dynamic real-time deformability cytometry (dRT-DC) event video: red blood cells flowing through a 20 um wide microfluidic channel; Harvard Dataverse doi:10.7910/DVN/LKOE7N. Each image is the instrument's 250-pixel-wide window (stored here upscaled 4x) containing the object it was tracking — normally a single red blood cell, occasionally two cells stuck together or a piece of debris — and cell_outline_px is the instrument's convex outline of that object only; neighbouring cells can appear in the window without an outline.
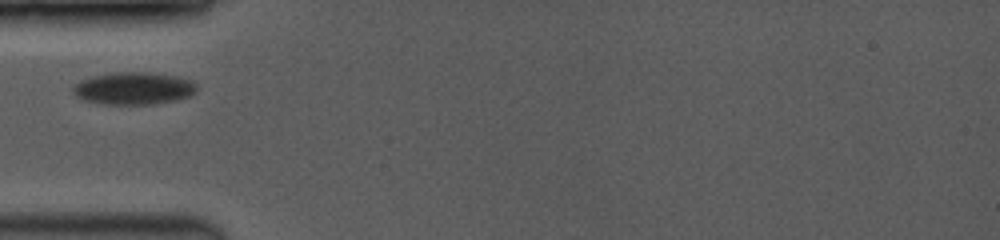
{"species": "common noctule bat (a hibernating species)", "species_latin": "Nyctalus noctula", "temperature_condition": "room temperature", "stored_images_in_passage": 2, "camera_frame_rate_fps": 3500, "um_per_image_px": 0.085, "animal": {"sex": "female", "body_mass_g": 19.0, "forearm_length_mm": 53.3}, "frame": {"image": 1, "passage_image": 1, "time_ms": 0.0, "image_size_px": [1000, 240], "cell_outline_px": [[196, 92], [192, 96], [176, 100], [152, 104], [100, 104], [84, 100], [76, 96], [72, 92], [72, 88], [80, 80], [92, 76], [112, 72], [148, 72], [176, 76], [192, 80], [196, 84]], "centroid_in_image_um": [11.36, 7.51], "position_along_channel_um": 73.6, "area_um2": 23.58}}
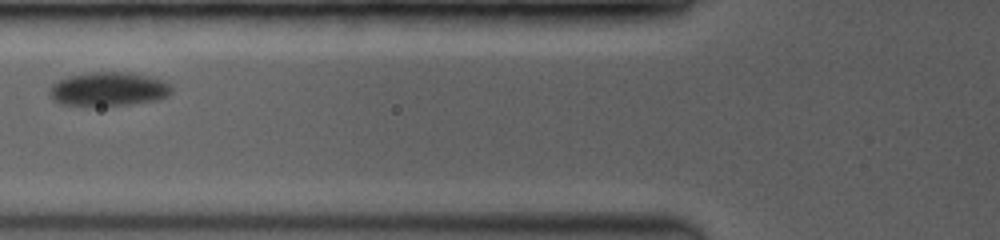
{"frame": {"image": 2, "passage_image": 2, "time_ms": 1.143, "image_size_px": [1000, 240], "cell_outline_px": [[172, 92], [168, 96], [156, 100], [128, 104], [92, 108], [88, 108], [60, 104], [52, 100], [48, 92], [48, 88], [56, 80], [68, 76], [92, 72], [132, 72], [164, 80], [172, 88]], "centroid_in_image_um": [9.14, 7.6], "position_along_channel_um": 116.7, "area_um2": 24.97}}